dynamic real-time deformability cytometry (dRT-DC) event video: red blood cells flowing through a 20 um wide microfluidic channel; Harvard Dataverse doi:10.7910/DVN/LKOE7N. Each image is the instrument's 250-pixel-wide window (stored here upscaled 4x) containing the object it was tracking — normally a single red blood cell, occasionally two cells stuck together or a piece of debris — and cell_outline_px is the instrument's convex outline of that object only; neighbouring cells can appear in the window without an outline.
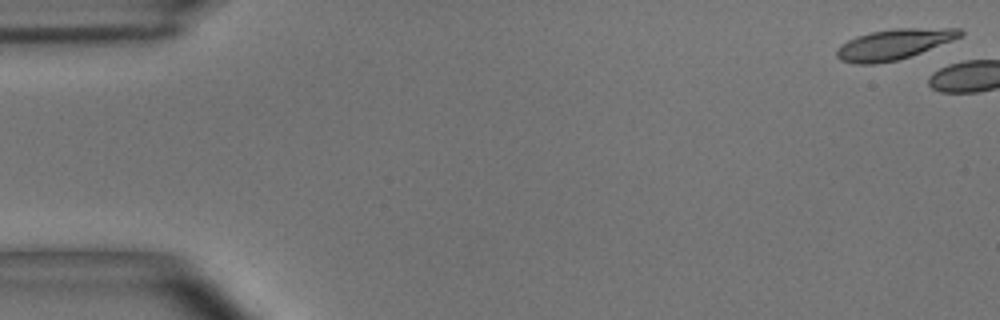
{"species": "common noctule bat (a hibernating species)", "species_latin": "Nyctalus noctula", "temperature_condition": "room temperature", "stored_images_in_passage": 6, "camera_frame_rate_fps": 3000, "um_per_image_px": 0.085, "animal": {"sex": "male", "body_mass_g": 15.6}, "frame": {"image": 1, "passage_image": 1, "time_ms": 0.0, "image_size_px": [1000, 320], "cell_outline_px": [[964, 32], [960, 36], [952, 40], [920, 52], [896, 60], [876, 64], [856, 64], [840, 60], [836, 56], [836, 48], [840, 44], [856, 36], [872, 32], [896, 28], [960, 28]], "centroid_in_image_um": [75.92, 3.76], "position_along_channel_um": 9.1, "area_um2": 21.68}}
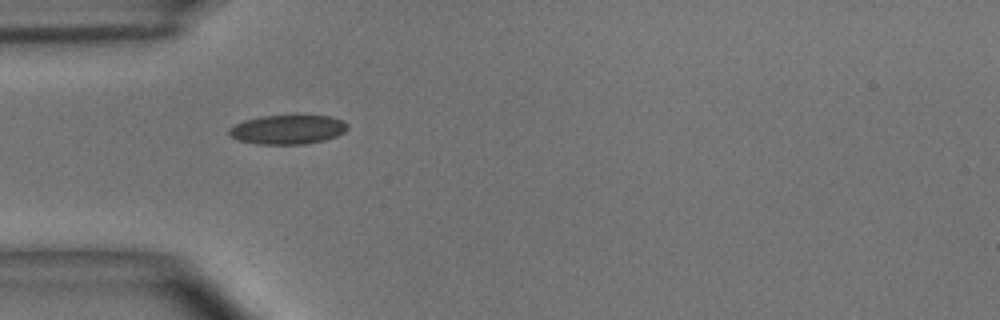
{"frame": {"image": 2, "passage_image": 6, "time_ms": 1.667, "image_size_px": [1000, 320], "cell_outline_px": [[348, 128], [344, 132], [336, 136], [324, 140], [304, 144], [256, 144], [236, 140], [228, 136], [228, 128], [232, 124], [244, 120], [260, 116], [332, 116], [344, 120], [348, 124]], "centroid_in_image_um": [24.4, 11.01], "position_along_channel_um": 60.6, "area_um2": 20.46}}